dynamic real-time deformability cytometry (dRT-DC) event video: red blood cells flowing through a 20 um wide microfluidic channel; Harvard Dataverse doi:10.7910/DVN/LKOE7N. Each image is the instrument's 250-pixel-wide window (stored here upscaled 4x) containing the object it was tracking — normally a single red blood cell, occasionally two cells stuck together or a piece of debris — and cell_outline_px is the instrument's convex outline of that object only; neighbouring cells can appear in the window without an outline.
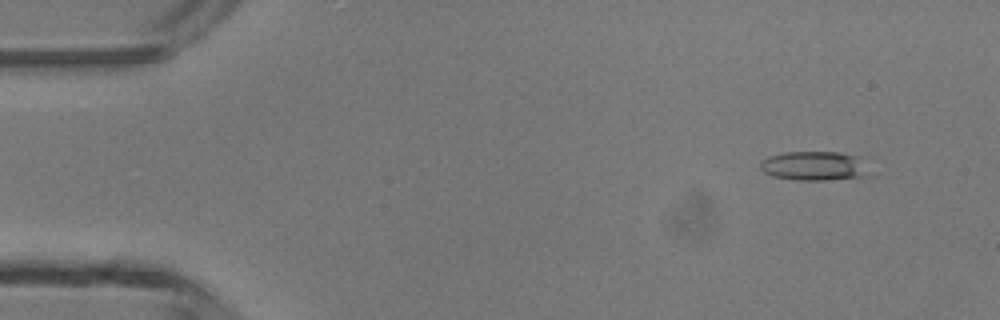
{"species": "common noctule bat (a hibernating species)", "species_latin": "Nyctalus noctula", "temperature_condition": "room temperature", "stored_images_in_passage": 6, "camera_frame_rate_fps": 3000, "um_per_image_px": 0.085, "animal": {"sex": "male", "body_mass_g": 13.3}, "frame": {"image": 1, "passage_image": 2, "time_ms": 1.0, "image_size_px": [1000, 320], "cell_outline_px": [[872, 176], [824, 180], [796, 180], [772, 176], [764, 172], [760, 168], [760, 160], [768, 156], [784, 152], [840, 152], [860, 156]], "centroid_in_image_um": [69.23, 14.1], "position_along_channel_um": 15.8, "area_um2": 18.9}}
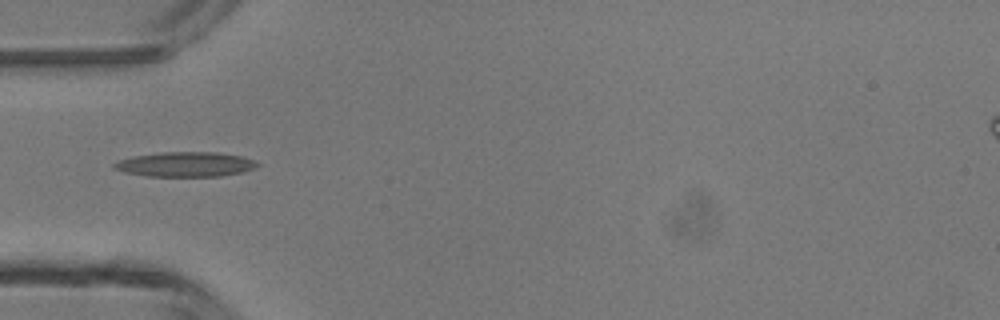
{"frame": {"image": 2, "passage_image": 5, "time_ms": 4.667, "image_size_px": [1000, 320], "cell_outline_px": [[260, 164], [256, 168], [244, 172], [220, 176], [148, 176], [124, 172], [112, 168], [112, 164], [120, 160], [132, 156], [160, 152], [216, 152], [240, 156], [252, 160]], "centroid_in_image_um": [15.75, 13.97], "position_along_channel_um": 69.3, "area_um2": 20.69}}
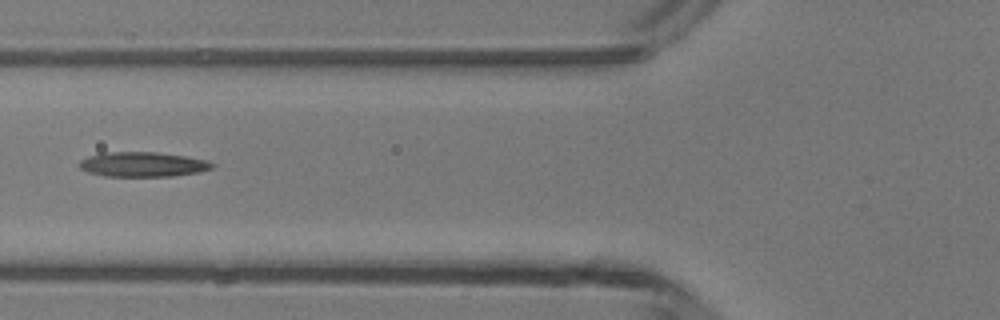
{"frame": {"image": 3, "passage_image": 6, "time_ms": 5.667, "image_size_px": [1000, 320], "cell_outline_px": [[216, 164], [212, 168], [200, 172], [172, 176], [104, 176], [88, 172], [80, 168], [80, 160], [88, 156], [100, 152], [156, 152], [188, 156], [208, 160]], "centroid_in_image_um": [12.16, 13.96], "position_along_channel_um": 113.6, "area_um2": 19.36}}